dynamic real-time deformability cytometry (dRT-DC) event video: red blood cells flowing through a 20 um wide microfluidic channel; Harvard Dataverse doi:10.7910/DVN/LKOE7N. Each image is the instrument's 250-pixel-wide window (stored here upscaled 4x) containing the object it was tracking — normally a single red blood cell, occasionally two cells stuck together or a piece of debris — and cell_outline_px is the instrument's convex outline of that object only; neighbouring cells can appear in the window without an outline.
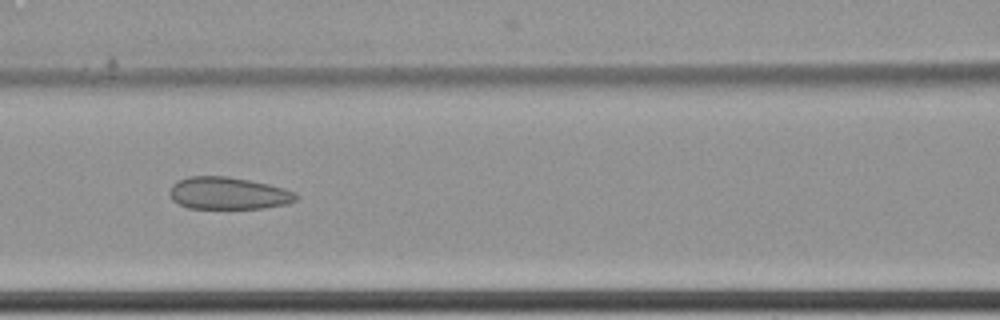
{"species": "common noctule bat (a hibernating species)", "species_latin": "Nyctalus noctula", "temperature_condition": "cold", "stored_images_in_passage": 15, "camera_frame_rate_fps": 3000, "um_per_image_px": 0.085, "animal": {"sex": "female", "body_mass_g": 22.7, "forearm_length_mm": 54.2}, "frame": {"image": 1, "passage_image": 7, "time_ms": 2.0, "image_size_px": [1000, 320], "cell_outline_px": [[300, 196], [296, 200], [288, 204], [264, 208], [188, 208], [172, 200], [168, 192], [172, 184], [176, 180], [188, 176], [224, 176], [248, 180], [268, 184], [284, 188]], "centroid_in_image_um": [19.37, 16.42], "position_along_channel_um": 147.2, "area_um2": 23.81}}
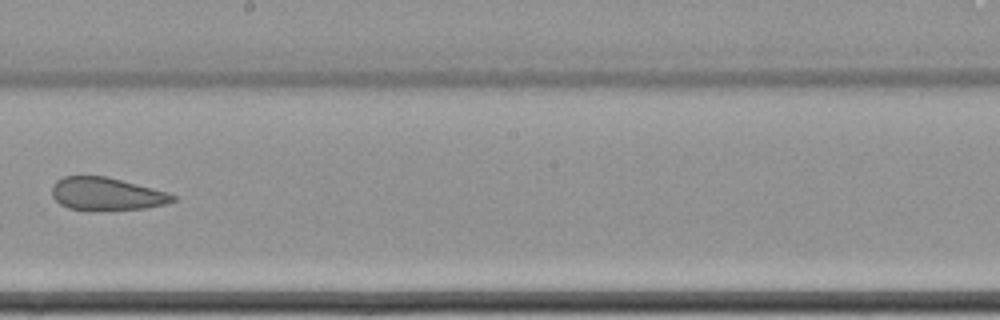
{"frame": {"image": 2, "passage_image": 9, "time_ms": 2.667, "image_size_px": [1000, 320], "cell_outline_px": [[176, 200], [168, 204], [144, 208], [68, 208], [60, 204], [52, 196], [52, 184], [56, 180], [64, 176], [108, 176], [168, 192], [176, 196]], "centroid_in_image_um": [9.07, 16.44], "position_along_channel_um": 239.1, "area_um2": 22.6}}